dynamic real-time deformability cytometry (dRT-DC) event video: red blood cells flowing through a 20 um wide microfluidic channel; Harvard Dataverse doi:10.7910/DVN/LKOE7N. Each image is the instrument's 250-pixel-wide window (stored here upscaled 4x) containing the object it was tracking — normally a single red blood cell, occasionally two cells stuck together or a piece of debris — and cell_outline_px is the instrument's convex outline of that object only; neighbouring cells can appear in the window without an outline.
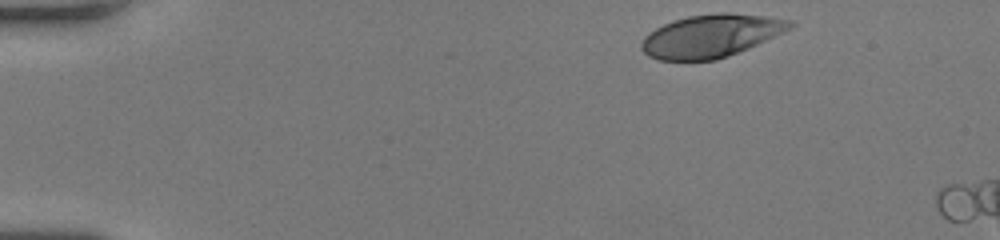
{"species": "human", "species_latin": "Homo sapiens", "temperature_condition": "room temperature", "stored_images_in_passage": 11, "camera_frame_rate_fps": 3000, "um_per_image_px": 0.085, "donor": {"sex": "female"}, "frame": {"image": 1, "passage_image": 1, "time_ms": 0.0, "image_size_px": [1000, 240], "cell_outline_px": [[796, 24], [792, 28], [784, 32], [748, 48], [728, 56], [716, 60], [656, 60], [648, 56], [640, 48], [640, 44], [644, 36], [648, 32], [672, 20], [688, 16], [720, 12], [728, 12], [764, 16], [792, 20]], "centroid_in_image_um": [60.42, 3.04], "position_along_channel_um": 24.6, "area_um2": 37.22}}